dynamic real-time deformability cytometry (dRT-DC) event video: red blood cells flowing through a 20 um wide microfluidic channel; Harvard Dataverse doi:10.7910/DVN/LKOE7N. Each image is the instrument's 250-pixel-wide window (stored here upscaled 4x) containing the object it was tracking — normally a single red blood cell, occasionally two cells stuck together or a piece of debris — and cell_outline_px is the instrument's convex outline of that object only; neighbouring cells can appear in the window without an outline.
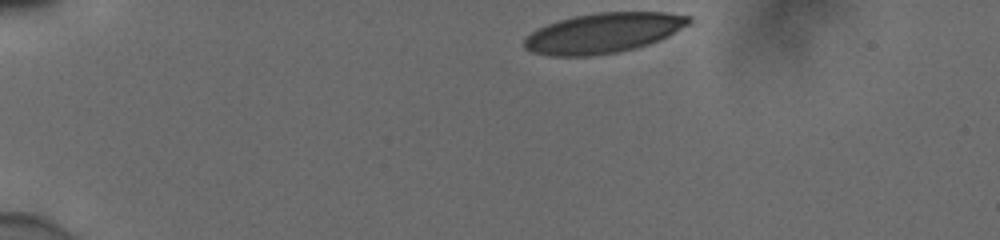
{"species": "human", "species_latin": "Homo sapiens", "temperature_condition": "cold", "stored_images_in_passage": 36, "camera_frame_rate_fps": 3000, "um_per_image_px": 0.085, "donor": {"sex": "male"}, "frame": {"image": 1, "passage_image": 1, "time_ms": 0.0, "image_size_px": [1000, 240], "cell_outline_px": [[692, 24], [660, 40], [636, 48], [616, 52], [592, 56], [548, 56], [532, 52], [524, 48], [524, 40], [532, 32], [548, 24], [560, 20], [576, 16], [600, 12], [664, 12], [692, 16]], "centroid_in_image_um": [51.34, 2.81], "position_along_channel_um": 33.7, "area_um2": 38.44}}
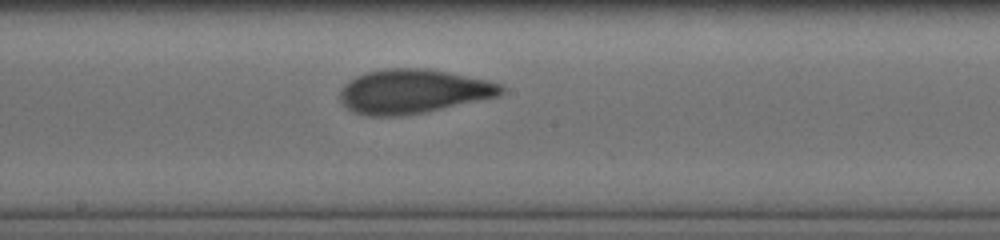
{"frame": {"image": 2, "passage_image": 21, "time_ms": 6.667, "image_size_px": [1000, 240], "cell_outline_px": [[504, 92], [496, 96], [424, 112], [400, 116], [368, 116], [352, 112], [340, 100], [340, 92], [344, 84], [348, 80], [356, 76], [368, 72], [384, 68], [424, 68], [448, 72], [488, 80], [500, 84], [504, 88]], "centroid_in_image_um": [35.06, 7.76], "position_along_channel_um": 213.1, "area_um2": 41.21}}
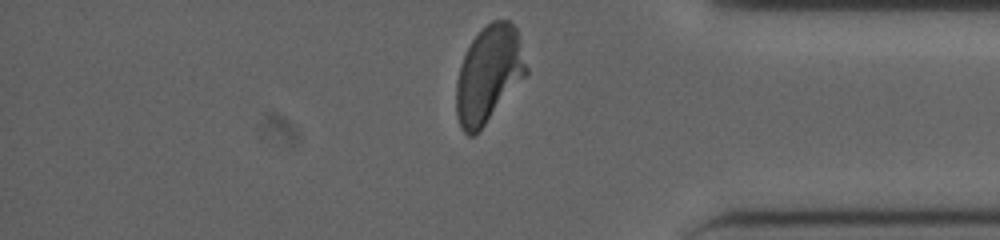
{"frame": {"image": 3, "passage_image": 36, "time_ms": 11.667, "image_size_px": [1000, 240], "cell_outline_px": [[528, 72], [484, 124], [472, 136], [468, 136], [460, 128], [456, 112], [456, 80], [460, 64], [472, 40], [492, 20], [508, 20], [516, 28], [528, 68]], "centroid_in_image_um": [41.52, 6.3], "position_along_channel_um": 393.7, "area_um2": 38.67}, "authors_computed_cell_mechanics": {"area_um2": 40.3444, "velocity_mm_per_s": 3.8721, "shape_relaxation_time_tau1_ms": 6.9799, "shape_relaxation_time_tau2_ms": 1.0969, "deformation_change_tau1": 0.2048, "deformation_change_tau2": 0.0826}}